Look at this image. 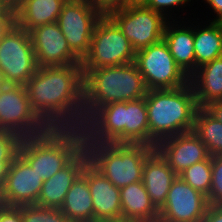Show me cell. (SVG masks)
I'll use <instances>...</instances> for the list:
<instances>
[{"instance_id": "cell-1", "label": "cell", "mask_w": 222, "mask_h": 222, "mask_svg": "<svg viewBox=\"0 0 222 222\" xmlns=\"http://www.w3.org/2000/svg\"><path fill=\"white\" fill-rule=\"evenodd\" d=\"M30 105L49 128H82L81 64L39 67L26 83Z\"/></svg>"}, {"instance_id": "cell-2", "label": "cell", "mask_w": 222, "mask_h": 222, "mask_svg": "<svg viewBox=\"0 0 222 222\" xmlns=\"http://www.w3.org/2000/svg\"><path fill=\"white\" fill-rule=\"evenodd\" d=\"M82 129L85 143L149 145L145 97L100 107Z\"/></svg>"}, {"instance_id": "cell-3", "label": "cell", "mask_w": 222, "mask_h": 222, "mask_svg": "<svg viewBox=\"0 0 222 222\" xmlns=\"http://www.w3.org/2000/svg\"><path fill=\"white\" fill-rule=\"evenodd\" d=\"M148 112L149 145L194 129L199 108L190 82L174 89L148 90L145 96Z\"/></svg>"}, {"instance_id": "cell-4", "label": "cell", "mask_w": 222, "mask_h": 222, "mask_svg": "<svg viewBox=\"0 0 222 222\" xmlns=\"http://www.w3.org/2000/svg\"><path fill=\"white\" fill-rule=\"evenodd\" d=\"M83 82L84 123L100 107L140 99L148 91L135 62L90 69L83 76Z\"/></svg>"}, {"instance_id": "cell-5", "label": "cell", "mask_w": 222, "mask_h": 222, "mask_svg": "<svg viewBox=\"0 0 222 222\" xmlns=\"http://www.w3.org/2000/svg\"><path fill=\"white\" fill-rule=\"evenodd\" d=\"M84 144L82 128H49L37 136L22 138L18 154L44 181L68 165Z\"/></svg>"}, {"instance_id": "cell-6", "label": "cell", "mask_w": 222, "mask_h": 222, "mask_svg": "<svg viewBox=\"0 0 222 222\" xmlns=\"http://www.w3.org/2000/svg\"><path fill=\"white\" fill-rule=\"evenodd\" d=\"M89 163L121 189L142 181L146 159L155 148L145 144L85 143Z\"/></svg>"}, {"instance_id": "cell-7", "label": "cell", "mask_w": 222, "mask_h": 222, "mask_svg": "<svg viewBox=\"0 0 222 222\" xmlns=\"http://www.w3.org/2000/svg\"><path fill=\"white\" fill-rule=\"evenodd\" d=\"M136 51L116 23L106 14L98 20L87 55L81 61L83 76L90 69L135 62Z\"/></svg>"}, {"instance_id": "cell-8", "label": "cell", "mask_w": 222, "mask_h": 222, "mask_svg": "<svg viewBox=\"0 0 222 222\" xmlns=\"http://www.w3.org/2000/svg\"><path fill=\"white\" fill-rule=\"evenodd\" d=\"M105 13L120 28L135 51L161 41L170 20L146 6L118 5L108 8Z\"/></svg>"}, {"instance_id": "cell-9", "label": "cell", "mask_w": 222, "mask_h": 222, "mask_svg": "<svg viewBox=\"0 0 222 222\" xmlns=\"http://www.w3.org/2000/svg\"><path fill=\"white\" fill-rule=\"evenodd\" d=\"M105 11L94 0H67L57 24L70 50L82 61L87 55L92 33Z\"/></svg>"}, {"instance_id": "cell-10", "label": "cell", "mask_w": 222, "mask_h": 222, "mask_svg": "<svg viewBox=\"0 0 222 222\" xmlns=\"http://www.w3.org/2000/svg\"><path fill=\"white\" fill-rule=\"evenodd\" d=\"M135 63L147 90L174 89L189 83L163 39L136 51Z\"/></svg>"}, {"instance_id": "cell-11", "label": "cell", "mask_w": 222, "mask_h": 222, "mask_svg": "<svg viewBox=\"0 0 222 222\" xmlns=\"http://www.w3.org/2000/svg\"><path fill=\"white\" fill-rule=\"evenodd\" d=\"M38 68L30 33L15 24L0 41V72L5 82L25 86Z\"/></svg>"}, {"instance_id": "cell-12", "label": "cell", "mask_w": 222, "mask_h": 222, "mask_svg": "<svg viewBox=\"0 0 222 222\" xmlns=\"http://www.w3.org/2000/svg\"><path fill=\"white\" fill-rule=\"evenodd\" d=\"M48 129L32 109L26 86L8 84L0 92V130L27 138L42 134Z\"/></svg>"}, {"instance_id": "cell-13", "label": "cell", "mask_w": 222, "mask_h": 222, "mask_svg": "<svg viewBox=\"0 0 222 222\" xmlns=\"http://www.w3.org/2000/svg\"><path fill=\"white\" fill-rule=\"evenodd\" d=\"M43 182L34 168L18 154L10 165L0 203L16 207L36 204Z\"/></svg>"}, {"instance_id": "cell-14", "label": "cell", "mask_w": 222, "mask_h": 222, "mask_svg": "<svg viewBox=\"0 0 222 222\" xmlns=\"http://www.w3.org/2000/svg\"><path fill=\"white\" fill-rule=\"evenodd\" d=\"M29 33L39 67L81 64L57 23L33 28Z\"/></svg>"}, {"instance_id": "cell-15", "label": "cell", "mask_w": 222, "mask_h": 222, "mask_svg": "<svg viewBox=\"0 0 222 222\" xmlns=\"http://www.w3.org/2000/svg\"><path fill=\"white\" fill-rule=\"evenodd\" d=\"M208 207L207 196L177 176L161 209L167 222H202Z\"/></svg>"}, {"instance_id": "cell-16", "label": "cell", "mask_w": 222, "mask_h": 222, "mask_svg": "<svg viewBox=\"0 0 222 222\" xmlns=\"http://www.w3.org/2000/svg\"><path fill=\"white\" fill-rule=\"evenodd\" d=\"M155 150L177 176L189 166L211 156L193 130L162 140L156 145Z\"/></svg>"}, {"instance_id": "cell-17", "label": "cell", "mask_w": 222, "mask_h": 222, "mask_svg": "<svg viewBox=\"0 0 222 222\" xmlns=\"http://www.w3.org/2000/svg\"><path fill=\"white\" fill-rule=\"evenodd\" d=\"M90 189L94 222L122 221L120 189L89 162L82 171Z\"/></svg>"}, {"instance_id": "cell-18", "label": "cell", "mask_w": 222, "mask_h": 222, "mask_svg": "<svg viewBox=\"0 0 222 222\" xmlns=\"http://www.w3.org/2000/svg\"><path fill=\"white\" fill-rule=\"evenodd\" d=\"M88 162V153L84 148L68 165L44 180L36 205L60 209L68 190Z\"/></svg>"}, {"instance_id": "cell-19", "label": "cell", "mask_w": 222, "mask_h": 222, "mask_svg": "<svg viewBox=\"0 0 222 222\" xmlns=\"http://www.w3.org/2000/svg\"><path fill=\"white\" fill-rule=\"evenodd\" d=\"M176 178L177 175L156 150L146 159L142 183L155 208L163 207L168 191Z\"/></svg>"}, {"instance_id": "cell-20", "label": "cell", "mask_w": 222, "mask_h": 222, "mask_svg": "<svg viewBox=\"0 0 222 222\" xmlns=\"http://www.w3.org/2000/svg\"><path fill=\"white\" fill-rule=\"evenodd\" d=\"M67 0H18L14 4L16 25L27 32L56 23Z\"/></svg>"}, {"instance_id": "cell-21", "label": "cell", "mask_w": 222, "mask_h": 222, "mask_svg": "<svg viewBox=\"0 0 222 222\" xmlns=\"http://www.w3.org/2000/svg\"><path fill=\"white\" fill-rule=\"evenodd\" d=\"M174 24L175 20L173 23L167 22L163 40L167 43L176 64L190 77L195 72L194 27Z\"/></svg>"}, {"instance_id": "cell-22", "label": "cell", "mask_w": 222, "mask_h": 222, "mask_svg": "<svg viewBox=\"0 0 222 222\" xmlns=\"http://www.w3.org/2000/svg\"><path fill=\"white\" fill-rule=\"evenodd\" d=\"M189 82L198 107L222 100V56L197 68Z\"/></svg>"}, {"instance_id": "cell-23", "label": "cell", "mask_w": 222, "mask_h": 222, "mask_svg": "<svg viewBox=\"0 0 222 222\" xmlns=\"http://www.w3.org/2000/svg\"><path fill=\"white\" fill-rule=\"evenodd\" d=\"M60 210L71 222H94L92 197L82 174L68 190Z\"/></svg>"}, {"instance_id": "cell-24", "label": "cell", "mask_w": 222, "mask_h": 222, "mask_svg": "<svg viewBox=\"0 0 222 222\" xmlns=\"http://www.w3.org/2000/svg\"><path fill=\"white\" fill-rule=\"evenodd\" d=\"M195 71L222 56V23L211 21L204 28L194 27Z\"/></svg>"}, {"instance_id": "cell-25", "label": "cell", "mask_w": 222, "mask_h": 222, "mask_svg": "<svg viewBox=\"0 0 222 222\" xmlns=\"http://www.w3.org/2000/svg\"><path fill=\"white\" fill-rule=\"evenodd\" d=\"M122 221L131 217L141 216L153 212L156 208L142 181L131 183L120 189Z\"/></svg>"}, {"instance_id": "cell-26", "label": "cell", "mask_w": 222, "mask_h": 222, "mask_svg": "<svg viewBox=\"0 0 222 222\" xmlns=\"http://www.w3.org/2000/svg\"><path fill=\"white\" fill-rule=\"evenodd\" d=\"M193 131L207 147L211 156L222 154V122L214 118L204 107L197 109Z\"/></svg>"}, {"instance_id": "cell-27", "label": "cell", "mask_w": 222, "mask_h": 222, "mask_svg": "<svg viewBox=\"0 0 222 222\" xmlns=\"http://www.w3.org/2000/svg\"><path fill=\"white\" fill-rule=\"evenodd\" d=\"M178 176L208 198L212 182V156L189 166Z\"/></svg>"}, {"instance_id": "cell-28", "label": "cell", "mask_w": 222, "mask_h": 222, "mask_svg": "<svg viewBox=\"0 0 222 222\" xmlns=\"http://www.w3.org/2000/svg\"><path fill=\"white\" fill-rule=\"evenodd\" d=\"M22 222H71L60 209L36 204L22 206Z\"/></svg>"}, {"instance_id": "cell-29", "label": "cell", "mask_w": 222, "mask_h": 222, "mask_svg": "<svg viewBox=\"0 0 222 222\" xmlns=\"http://www.w3.org/2000/svg\"><path fill=\"white\" fill-rule=\"evenodd\" d=\"M209 205H222V154L212 156V182Z\"/></svg>"}, {"instance_id": "cell-30", "label": "cell", "mask_w": 222, "mask_h": 222, "mask_svg": "<svg viewBox=\"0 0 222 222\" xmlns=\"http://www.w3.org/2000/svg\"><path fill=\"white\" fill-rule=\"evenodd\" d=\"M22 138L14 132L0 130V161H13Z\"/></svg>"}, {"instance_id": "cell-31", "label": "cell", "mask_w": 222, "mask_h": 222, "mask_svg": "<svg viewBox=\"0 0 222 222\" xmlns=\"http://www.w3.org/2000/svg\"><path fill=\"white\" fill-rule=\"evenodd\" d=\"M16 24L14 5L7 2L0 9V41Z\"/></svg>"}, {"instance_id": "cell-32", "label": "cell", "mask_w": 222, "mask_h": 222, "mask_svg": "<svg viewBox=\"0 0 222 222\" xmlns=\"http://www.w3.org/2000/svg\"><path fill=\"white\" fill-rule=\"evenodd\" d=\"M187 2H191V0H150L146 7L163 14L168 18L170 16V12L168 14L167 8L172 9L174 7L178 8L179 6H185Z\"/></svg>"}, {"instance_id": "cell-33", "label": "cell", "mask_w": 222, "mask_h": 222, "mask_svg": "<svg viewBox=\"0 0 222 222\" xmlns=\"http://www.w3.org/2000/svg\"><path fill=\"white\" fill-rule=\"evenodd\" d=\"M0 222H22V206H6L0 203Z\"/></svg>"}, {"instance_id": "cell-34", "label": "cell", "mask_w": 222, "mask_h": 222, "mask_svg": "<svg viewBox=\"0 0 222 222\" xmlns=\"http://www.w3.org/2000/svg\"><path fill=\"white\" fill-rule=\"evenodd\" d=\"M127 222H167L166 215L162 209H155L153 212L131 217Z\"/></svg>"}, {"instance_id": "cell-35", "label": "cell", "mask_w": 222, "mask_h": 222, "mask_svg": "<svg viewBox=\"0 0 222 222\" xmlns=\"http://www.w3.org/2000/svg\"><path fill=\"white\" fill-rule=\"evenodd\" d=\"M202 222H222V205H209Z\"/></svg>"}, {"instance_id": "cell-36", "label": "cell", "mask_w": 222, "mask_h": 222, "mask_svg": "<svg viewBox=\"0 0 222 222\" xmlns=\"http://www.w3.org/2000/svg\"><path fill=\"white\" fill-rule=\"evenodd\" d=\"M204 108L219 122H222V100L212 101Z\"/></svg>"}, {"instance_id": "cell-37", "label": "cell", "mask_w": 222, "mask_h": 222, "mask_svg": "<svg viewBox=\"0 0 222 222\" xmlns=\"http://www.w3.org/2000/svg\"><path fill=\"white\" fill-rule=\"evenodd\" d=\"M206 3L210 5V8L214 10L213 12L217 14L216 18H214L213 22L222 23V0H204Z\"/></svg>"}, {"instance_id": "cell-38", "label": "cell", "mask_w": 222, "mask_h": 222, "mask_svg": "<svg viewBox=\"0 0 222 222\" xmlns=\"http://www.w3.org/2000/svg\"><path fill=\"white\" fill-rule=\"evenodd\" d=\"M13 161H0V193L2 192L10 165Z\"/></svg>"}, {"instance_id": "cell-39", "label": "cell", "mask_w": 222, "mask_h": 222, "mask_svg": "<svg viewBox=\"0 0 222 222\" xmlns=\"http://www.w3.org/2000/svg\"><path fill=\"white\" fill-rule=\"evenodd\" d=\"M104 11L110 7L121 5L125 0H94Z\"/></svg>"}, {"instance_id": "cell-40", "label": "cell", "mask_w": 222, "mask_h": 222, "mask_svg": "<svg viewBox=\"0 0 222 222\" xmlns=\"http://www.w3.org/2000/svg\"><path fill=\"white\" fill-rule=\"evenodd\" d=\"M150 0H125L121 6H146Z\"/></svg>"}, {"instance_id": "cell-41", "label": "cell", "mask_w": 222, "mask_h": 222, "mask_svg": "<svg viewBox=\"0 0 222 222\" xmlns=\"http://www.w3.org/2000/svg\"><path fill=\"white\" fill-rule=\"evenodd\" d=\"M3 74L0 72V92L7 86Z\"/></svg>"}, {"instance_id": "cell-42", "label": "cell", "mask_w": 222, "mask_h": 222, "mask_svg": "<svg viewBox=\"0 0 222 222\" xmlns=\"http://www.w3.org/2000/svg\"><path fill=\"white\" fill-rule=\"evenodd\" d=\"M7 3L6 0H0V9Z\"/></svg>"}, {"instance_id": "cell-43", "label": "cell", "mask_w": 222, "mask_h": 222, "mask_svg": "<svg viewBox=\"0 0 222 222\" xmlns=\"http://www.w3.org/2000/svg\"><path fill=\"white\" fill-rule=\"evenodd\" d=\"M7 2H9L10 4L14 5L15 4V0H6Z\"/></svg>"}]
</instances>
